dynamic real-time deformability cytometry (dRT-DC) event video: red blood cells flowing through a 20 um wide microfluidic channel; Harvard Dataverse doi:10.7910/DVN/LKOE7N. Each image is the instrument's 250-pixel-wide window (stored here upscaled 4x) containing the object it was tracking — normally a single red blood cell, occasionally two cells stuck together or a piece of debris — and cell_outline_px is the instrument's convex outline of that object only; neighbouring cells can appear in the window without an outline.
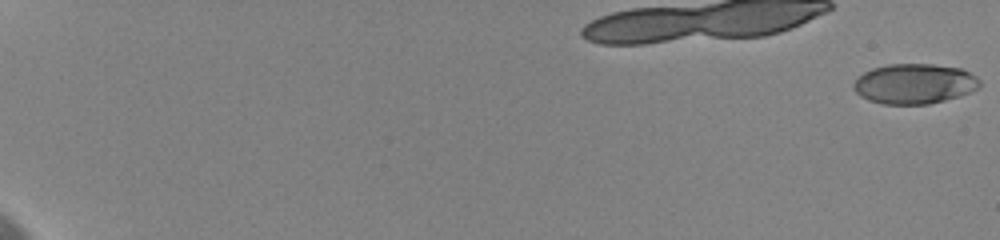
{"species": "human", "species_latin": "Homo sapiens", "temperature_condition": "cold", "stored_images_in_passage": 32, "camera_frame_rate_fps": 3000, "um_per_image_px": 0.085, "donor": {"sex": "female"}, "frame": {"image": 1, "passage_image": 1, "time_ms": 0.0, "image_size_px": [1000, 240], "cell_outline_px": [[980, 84], [976, 88], [968, 92], [944, 100], [928, 104], [884, 104], [868, 100], [860, 96], [852, 88], [852, 84], [864, 72], [872, 68], [888, 64], [932, 64], [960, 68], [976, 76], [980, 80]], "centroid_in_image_um": [77.68, 7.11], "position_along_channel_um": 7.3, "area_um2": 29.25}}
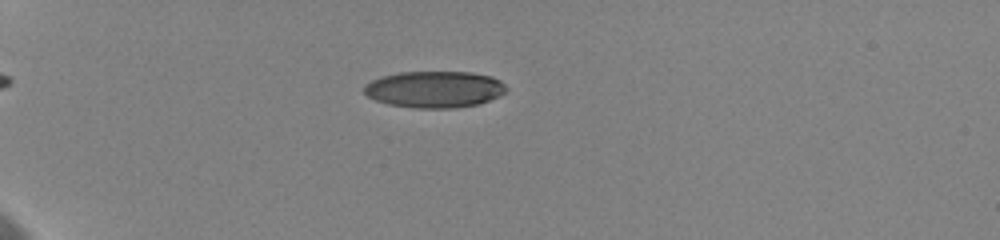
{"frame": {"image": 2, "passage_image": 25, "time_ms": 6.333, "image_size_px": [1000, 240], "cell_outline_px": [[508, 88], [500, 96], [476, 104], [456, 108], [416, 108], [388, 104], [376, 100], [368, 96], [364, 92], [364, 84], [380, 76], [400, 72], [472, 72], [492, 76], [500, 80]], "centroid_in_image_um": [36.93, 7.58], "position_along_channel_um": 48.1, "area_um2": 30.4}}